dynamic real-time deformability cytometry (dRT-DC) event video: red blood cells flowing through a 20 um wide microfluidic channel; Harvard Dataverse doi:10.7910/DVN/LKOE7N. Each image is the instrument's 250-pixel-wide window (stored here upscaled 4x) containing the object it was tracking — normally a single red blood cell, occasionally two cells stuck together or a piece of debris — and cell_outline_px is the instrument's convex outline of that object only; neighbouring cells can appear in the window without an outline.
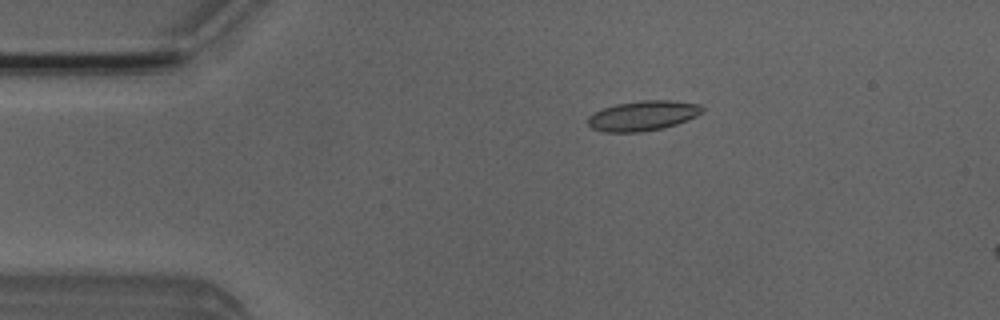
{"species": "Egyptian fruit bat (a non-hibernating species)", "species_latin": "Rousettus aegyptiacus", "temperature_condition": "room temperature", "stored_images_in_passage": 10, "camera_frame_rate_fps": 3000, "um_per_image_px": 0.085, "animal": {"sex": "male"}, "frame": {"image": 1, "passage_image": 4, "time_ms": 1.0, "image_size_px": [1000, 320], "cell_outline_px": [[704, 112], [688, 120], [664, 128], [644, 132], [604, 132], [592, 128], [588, 124], [588, 116], [604, 108], [616, 104], [640, 100], [668, 100], [700, 104], [704, 108]], "centroid_in_image_um": [54.68, 9.84], "position_along_channel_um": 30.3, "area_um2": 20.06}}